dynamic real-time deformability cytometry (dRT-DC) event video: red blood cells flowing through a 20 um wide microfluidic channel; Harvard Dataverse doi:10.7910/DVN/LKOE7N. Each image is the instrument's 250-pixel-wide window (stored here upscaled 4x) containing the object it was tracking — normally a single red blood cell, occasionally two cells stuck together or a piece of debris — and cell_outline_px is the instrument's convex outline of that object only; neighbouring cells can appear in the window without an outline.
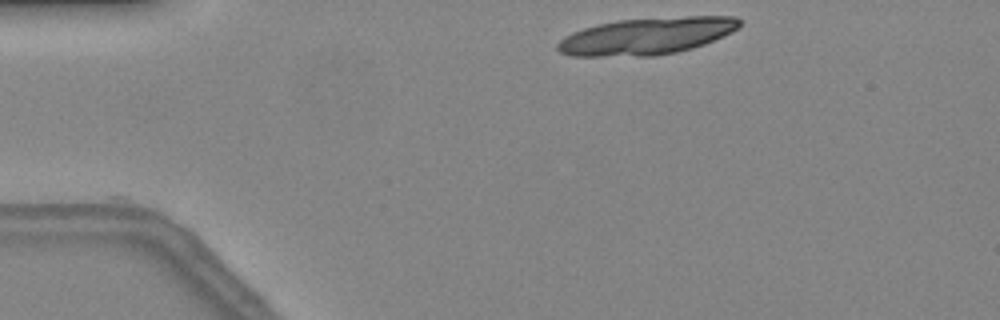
{"species": "common noctule bat (a hibernating species)", "species_latin": "Nyctalus noctula", "temperature_condition": "warm", "stored_images_in_passage": 9, "camera_frame_rate_fps": 3000, "um_per_image_px": 0.085, "animal": {"sex": "female", "body_mass_g": 24.6, "forearm_length_mm": 56.2}, "frame": {"image": 1, "passage_image": 1, "time_ms": 0.0, "image_size_px": [1000, 320], "cell_outline_px": [[740, 28], [732, 32], [704, 44], [692, 48], [676, 52], [652, 56], [572, 56], [560, 52], [556, 48], [556, 44], [564, 36], [572, 32], [596, 24], [620, 20], [688, 16], [736, 16], [740, 20]], "centroid_in_image_um": [54.96, 3.06], "position_along_channel_um": 30.0, "area_um2": 39.19}}